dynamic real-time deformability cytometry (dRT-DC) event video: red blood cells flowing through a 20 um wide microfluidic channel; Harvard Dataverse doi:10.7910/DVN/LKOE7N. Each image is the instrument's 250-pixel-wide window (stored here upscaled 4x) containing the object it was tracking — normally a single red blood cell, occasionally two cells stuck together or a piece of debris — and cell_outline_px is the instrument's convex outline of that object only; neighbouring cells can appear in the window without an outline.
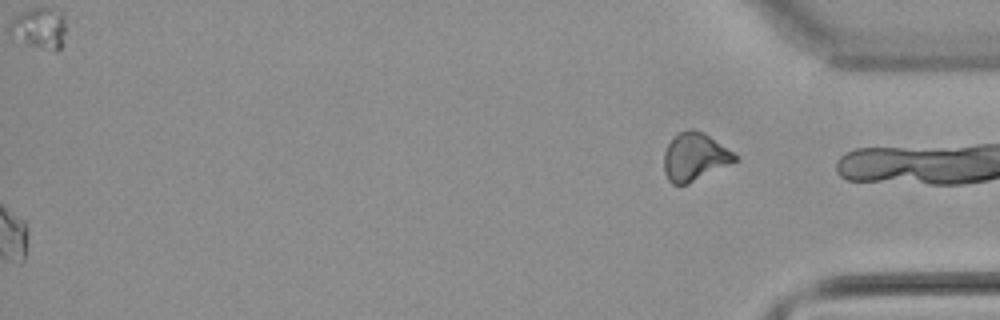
{"species": "common noctule bat (a hibernating species)", "species_latin": "Nyctalus noctula", "temperature_condition": "warm", "stored_images_in_passage": 55, "segment_of_instrument_passage": [2, 2], "camera_frame_rate_fps": 3000, "um_per_image_px": 0.085, "animal": {"sex": "male", "body_mass_g": 21.5, "forearm_length_mm": 52.0}, "frame": {"image": 1, "passage_image": 55, "time_ms": 18.0, "image_size_px": [1000, 320], "cell_outline_px": [[736, 160], [688, 184], [672, 184], [668, 180], [664, 172], [664, 152], [668, 144], [680, 132], [688, 128], [692, 128], [704, 132], [732, 152], [736, 156]], "centroid_in_image_um": [59.0, 13.32], "position_along_channel_um": 376.2, "area_um2": 19.36}}